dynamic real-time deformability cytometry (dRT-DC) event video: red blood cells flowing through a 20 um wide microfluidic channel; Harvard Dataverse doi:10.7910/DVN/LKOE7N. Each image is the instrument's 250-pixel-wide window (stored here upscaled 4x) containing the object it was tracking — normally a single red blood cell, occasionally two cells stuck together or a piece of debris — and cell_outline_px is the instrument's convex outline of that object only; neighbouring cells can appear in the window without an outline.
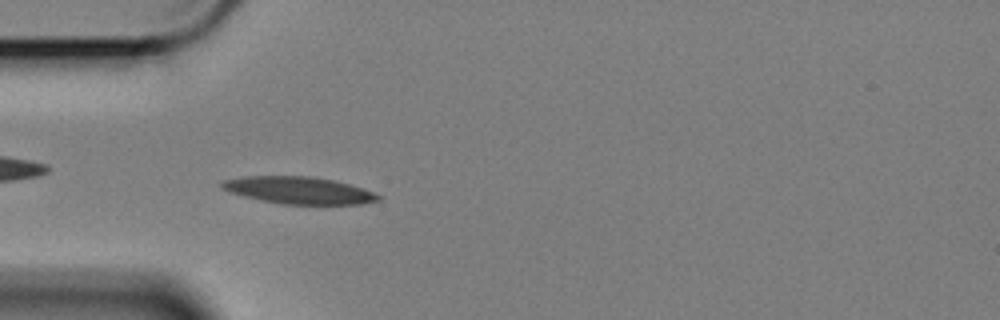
{"species": "Egyptian fruit bat (a non-hibernating species)", "species_latin": "Rousettus aegyptiacus", "temperature_condition": "cold", "stored_images_in_passage": 45, "camera_frame_rate_fps": 3000, "um_per_image_px": 0.085, "animal": {"sex": "female"}, "frame": {"image": 1, "passage_image": 4, "time_ms": 1.0, "image_size_px": [1000, 320], "cell_outline_px": [[380, 200], [360, 204], [280, 204], [244, 196], [228, 192], [220, 188], [220, 184], [224, 180], [244, 176], [312, 176], [332, 180], [348, 184], [372, 192], [380, 196]], "centroid_in_image_um": [25.33, 16.17], "position_along_channel_um": 59.7, "area_um2": 24.51}}
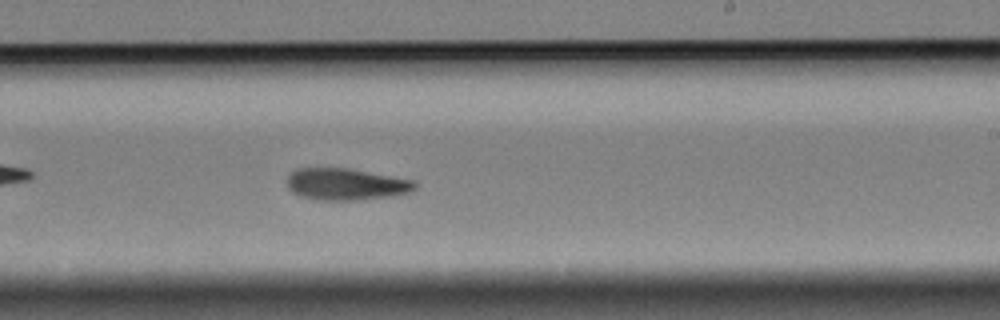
{"frame": {"image": 2, "passage_image": 22, "time_ms": 7.0, "image_size_px": [1000, 320], "cell_outline_px": [[416, 188], [408, 192], [396, 196], [356, 200], [320, 200], [300, 196], [292, 192], [288, 188], [288, 176], [296, 168], [348, 168], [416, 180]], "centroid_in_image_um": [29.43, 15.66], "position_along_channel_um": 259.6, "area_um2": 23.81}}
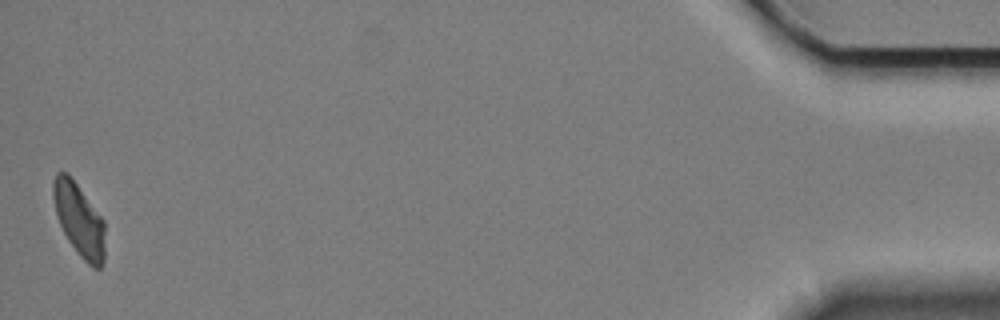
{"frame": {"image": 3, "passage_image": 45, "time_ms": 14.667, "image_size_px": [1000, 320], "cell_outline_px": [[104, 260], [100, 268], [92, 268], [76, 252], [68, 240], [60, 224], [56, 212], [52, 196], [52, 184], [56, 172], [68, 172], [104, 220]], "centroid_in_image_um": [6.72, 18.67], "position_along_channel_um": 428.5, "area_um2": 21.96}, "authors_computed_cell_mechanics": {"area_um2": 23.7558, "velocity_mm_per_s": 3.3785, "shape_relaxation_time_tau1_ms": 5.5412, "shape_relaxation_time_tau2_ms": 6.7225, "deformation_change_tau1": 0.1707, "deformation_change_tau2": 0.1301}}